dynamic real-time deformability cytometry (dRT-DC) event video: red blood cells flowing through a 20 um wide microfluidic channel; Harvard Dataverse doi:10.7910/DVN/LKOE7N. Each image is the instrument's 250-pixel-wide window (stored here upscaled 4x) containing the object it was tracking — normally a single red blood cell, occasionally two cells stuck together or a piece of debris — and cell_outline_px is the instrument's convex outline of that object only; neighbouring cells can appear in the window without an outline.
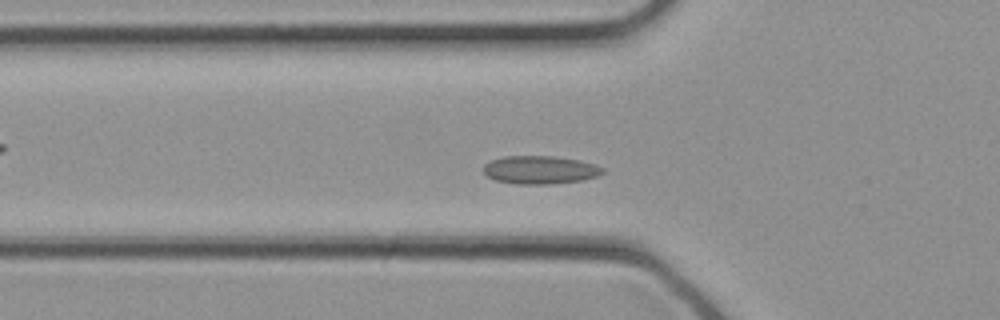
{"species": "common noctule bat (a hibernating species)", "species_latin": "Nyctalus noctula", "temperature_condition": "cold", "stored_images_in_passage": 29, "camera_frame_rate_fps": 3000, "um_per_image_px": 0.085, "animal": {"sex": "female", "body_mass_g": 21.9}, "frame": {"image": 1, "passage_image": 6, "time_ms": 1.667, "image_size_px": [1000, 320], "cell_outline_px": [[604, 172], [596, 176], [580, 180], [552, 184], [516, 184], [496, 180], [488, 176], [484, 172], [484, 164], [492, 160], [504, 156], [552, 156], [580, 160], [596, 164], [604, 168]], "centroid_in_image_um": [45.92, 14.43], "position_along_channel_um": 79.9, "area_um2": 19.48}}
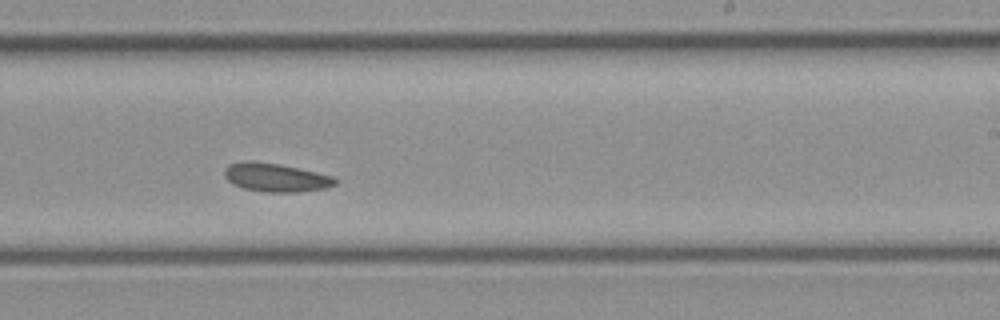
{"frame": {"image": 2, "passage_image": 15, "time_ms": 4.667, "image_size_px": [1000, 320], "cell_outline_px": [[336, 184], [324, 188], [300, 192], [264, 192], [244, 188], [232, 184], [224, 176], [224, 168], [228, 164], [240, 160], [252, 160], [280, 164], [336, 176]], "centroid_in_image_um": [23.41, 15.07], "position_along_channel_um": 265.6, "area_um2": 18.73}}
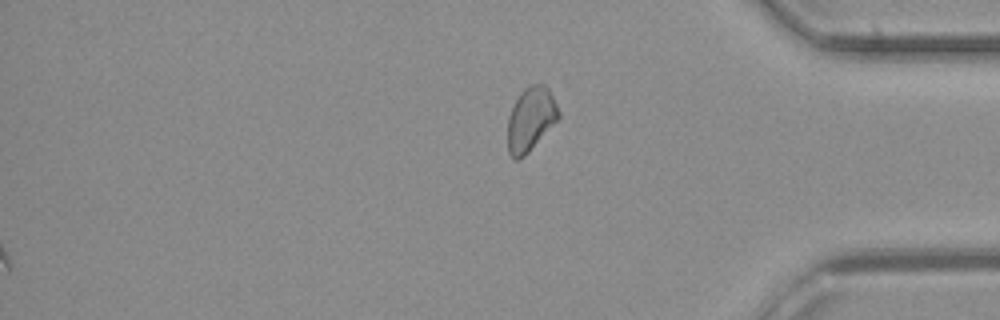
{"frame": {"image": 3, "passage_image": 29, "time_ms": 9.333, "image_size_px": [1000, 320], "cell_outline_px": [[560, 120], [524, 156], [516, 160], [512, 160], [508, 152], [508, 116], [520, 92], [524, 88], [532, 84], [544, 84], [548, 88], [560, 112]], "centroid_in_image_um": [45.12, 10.15], "position_along_channel_um": 390.1, "area_um2": 19.13}}